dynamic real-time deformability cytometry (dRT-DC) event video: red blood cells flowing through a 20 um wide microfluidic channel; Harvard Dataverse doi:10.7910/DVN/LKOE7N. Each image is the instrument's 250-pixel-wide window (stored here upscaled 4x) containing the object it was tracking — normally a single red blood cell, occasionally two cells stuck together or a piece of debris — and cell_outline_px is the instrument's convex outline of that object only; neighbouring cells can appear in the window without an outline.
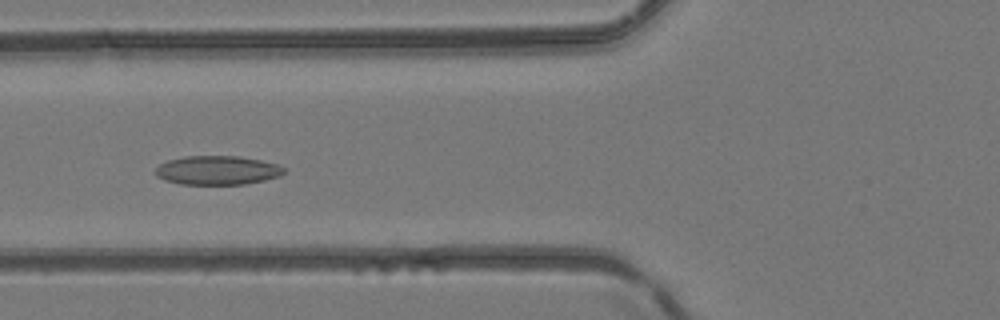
{"species": "common noctule bat (a hibernating species)", "species_latin": "Nyctalus noctula", "temperature_condition": "room temperature", "stored_images_in_passage": 13, "camera_frame_rate_fps": 3000, "um_per_image_px": 0.085, "animal": {"sex": "female", "body_mass_g": 24.6, "forearm_length_mm": 56.2}, "frame": {"image": 1, "passage_image": 10, "time_ms": 3.0, "image_size_px": [1000, 320], "cell_outline_px": [[284, 172], [280, 176], [264, 180], [244, 184], [180, 184], [164, 180], [156, 176], [156, 168], [160, 164], [168, 160], [184, 156], [236, 156], [260, 160], [276, 164], [284, 168]], "centroid_in_image_um": [18.45, 14.47], "position_along_channel_um": 107.4, "area_um2": 21.56}}